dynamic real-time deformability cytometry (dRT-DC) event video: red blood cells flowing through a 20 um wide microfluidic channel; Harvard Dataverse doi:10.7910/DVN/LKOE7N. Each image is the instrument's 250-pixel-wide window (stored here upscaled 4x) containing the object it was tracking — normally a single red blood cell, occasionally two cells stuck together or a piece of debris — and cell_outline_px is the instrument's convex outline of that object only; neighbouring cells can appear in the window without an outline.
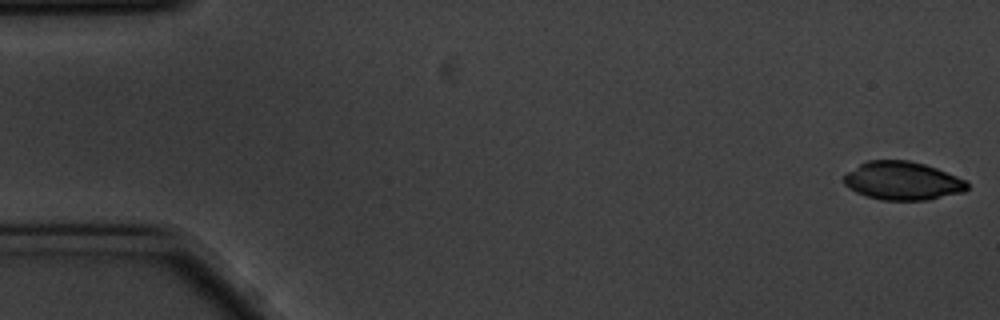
{"species": "common noctule bat (a hibernating species)", "species_latin": "Nyctalus noctula", "temperature_condition": "cold", "stored_images_in_passage": 56, "camera_frame_rate_fps": 3000, "um_per_image_px": 0.085, "animal": {"sex": "male", "body_mass_g": 20.1, "forearm_length_mm": 53.5}, "frame": {"image": 1, "passage_image": 1, "time_ms": 0.0, "image_size_px": [1000, 320], "cell_outline_px": [[968, 188], [964, 192], [928, 200], [880, 200], [856, 192], [848, 188], [844, 184], [844, 176], [848, 172], [860, 164], [868, 160], [908, 160], [924, 164], [936, 168], [968, 180]], "centroid_in_image_um": [76.74, 15.37], "position_along_channel_um": 8.3, "area_um2": 27.63}}